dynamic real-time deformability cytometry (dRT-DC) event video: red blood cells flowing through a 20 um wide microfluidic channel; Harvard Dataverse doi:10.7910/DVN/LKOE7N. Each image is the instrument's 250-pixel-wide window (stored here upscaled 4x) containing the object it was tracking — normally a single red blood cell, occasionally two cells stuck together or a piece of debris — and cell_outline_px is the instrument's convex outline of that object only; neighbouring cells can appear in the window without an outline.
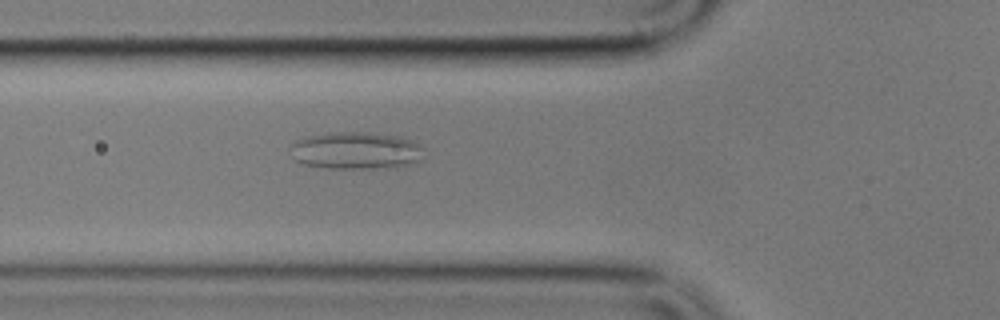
{"species": "common noctule bat (a hibernating species)", "species_latin": "Nyctalus noctula", "temperature_condition": "cold", "stored_images_in_passage": 5, "camera_frame_rate_fps": 3000, "um_per_image_px": 0.085, "animal": {"sex": "male", "body_mass_g": 17.9}, "frame": {"image": 1, "passage_image": 5, "time_ms": 6.333, "image_size_px": [1000, 320], "cell_outline_px": [[424, 148], [420, 160], [408, 164], [372, 168], [332, 168], [304, 164], [296, 160], [288, 148], [296, 140], [308, 136], [328, 132], [368, 132], [396, 136], [416, 140]], "centroid_in_image_um": [30.24, 12.77], "position_along_channel_um": 95.6, "area_um2": 28.9}}